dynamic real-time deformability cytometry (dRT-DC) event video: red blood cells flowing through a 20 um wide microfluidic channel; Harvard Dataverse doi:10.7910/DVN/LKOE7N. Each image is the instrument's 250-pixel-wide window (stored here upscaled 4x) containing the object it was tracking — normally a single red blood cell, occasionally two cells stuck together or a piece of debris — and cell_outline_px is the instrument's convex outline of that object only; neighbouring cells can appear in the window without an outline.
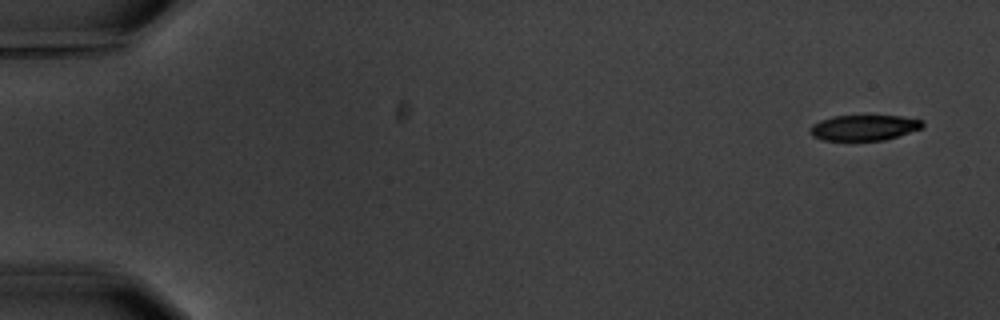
{"species": "common noctule bat (a hibernating species)", "species_latin": "Nyctalus noctula", "temperature_condition": "warm", "stored_images_in_passage": 5, "camera_frame_rate_fps": 3000, "um_per_image_px": 0.085, "animal": {"sex": "male", "body_mass_g": 20.1, "forearm_length_mm": 53.5}, "frame": {"image": 1, "passage_image": 1, "time_ms": 0.0, "image_size_px": [1000, 320], "cell_outline_px": [[924, 124], [920, 128], [884, 140], [824, 140], [812, 136], [808, 132], [808, 128], [812, 124], [820, 120], [832, 116], [900, 116], [924, 120]], "centroid_in_image_um": [73.37, 10.84], "position_along_channel_um": 11.6, "area_um2": 16.65}}
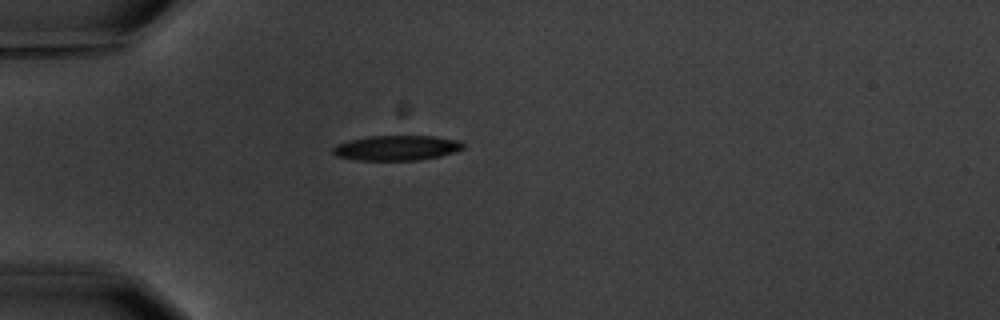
{"frame": {"image": 2, "passage_image": 5, "time_ms": 4.667, "image_size_px": [1000, 320], "cell_outline_px": [[464, 148], [440, 156], [420, 160], [356, 160], [336, 156], [332, 152], [332, 148], [336, 144], [348, 140], [368, 136], [432, 136], [460, 140], [464, 144]], "centroid_in_image_um": [33.68, 12.57], "position_along_channel_um": 51.3, "area_um2": 19.07}}